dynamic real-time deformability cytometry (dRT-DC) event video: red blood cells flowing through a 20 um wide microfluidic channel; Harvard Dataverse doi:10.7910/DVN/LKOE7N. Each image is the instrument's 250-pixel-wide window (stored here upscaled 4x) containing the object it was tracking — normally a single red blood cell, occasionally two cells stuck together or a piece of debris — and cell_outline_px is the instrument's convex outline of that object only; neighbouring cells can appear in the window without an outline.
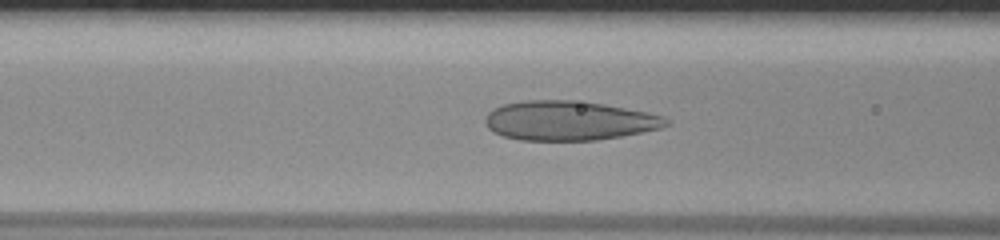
{"species": "human", "species_latin": "Homo sapiens", "temperature_condition": "room temperature", "stored_images_in_passage": 45, "camera_frame_rate_fps": 3000, "um_per_image_px": 0.085, "donor": {"sex": "male"}, "frame": {"image": 1, "passage_image": 15, "time_ms": 4.667, "image_size_px": [1000, 240], "cell_outline_px": [[672, 124], [660, 128], [620, 136], [596, 140], [520, 140], [504, 136], [492, 132], [484, 124], [484, 116], [492, 108], [504, 104], [524, 100], [572, 100], [604, 104], [648, 112], [664, 116], [672, 120]], "centroid_in_image_um": [48.35, 10.25], "position_along_channel_um": 118.3, "area_um2": 41.85}}
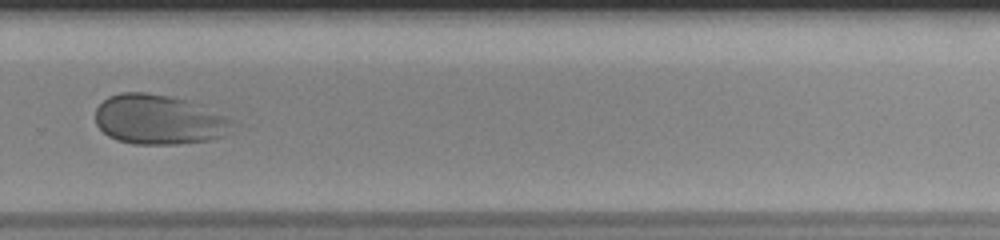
{"frame": {"image": 2, "passage_image": 30, "time_ms": 9.667, "image_size_px": [1000, 240], "cell_outline_px": [[240, 124], [224, 136], [212, 140], [176, 144], [136, 144], [116, 140], [108, 136], [96, 124], [96, 108], [108, 96], [120, 92], [144, 92], [192, 100], [228, 116]], "centroid_in_image_um": [13.6, 10.16], "position_along_channel_um": 316.2, "area_um2": 40.58}}
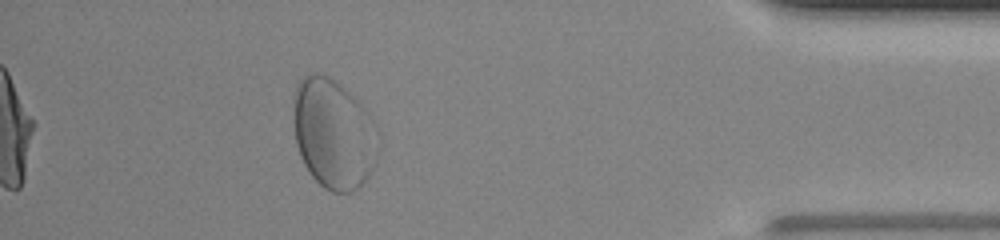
{"frame": {"image": 3, "passage_image": 40, "time_ms": 13.0, "image_size_px": [1000, 240], "cell_outline_px": [[380, 148], [376, 164], [368, 176], [352, 192], [332, 192], [324, 188], [312, 176], [304, 164], [300, 156], [296, 144], [292, 120], [296, 88], [300, 80], [304, 76], [312, 72], [316, 72], [328, 76], [340, 84], [360, 100], [372, 116], [380, 132]], "centroid_in_image_um": [28.4, 11.35], "position_along_channel_um": 406.8, "area_um2": 55.49}}